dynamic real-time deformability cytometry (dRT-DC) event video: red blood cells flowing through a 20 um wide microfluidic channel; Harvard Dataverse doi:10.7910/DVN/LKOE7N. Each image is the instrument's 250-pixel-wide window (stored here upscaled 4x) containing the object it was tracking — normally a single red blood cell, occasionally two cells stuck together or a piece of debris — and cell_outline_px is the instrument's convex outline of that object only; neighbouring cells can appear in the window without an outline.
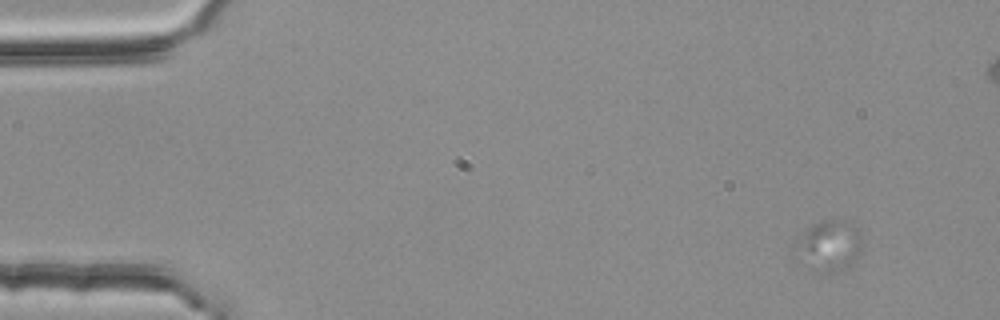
{"species": "common noctule bat (a hibernating species)", "species_latin": "Nyctalus noctula", "temperature_condition": "room temperature", "stored_images_in_passage": 5, "camera_frame_rate_fps": 3000, "um_per_image_px": 0.085, "animal": {"sex": "female", "body_mass_g": 25.1}, "frame": {"image": 1, "passage_image": 2, "time_ms": 0.333, "image_size_px": [1000, 320], "cell_outline_px": [[864, 244], [852, 264], [848, 268], [836, 272], [828, 272], [820, 268], [792, 240], [796, 236], [812, 224], [820, 220], [844, 220], [852, 224], [856, 228], [864, 240]], "centroid_in_image_um": [70.63, 20.75], "position_along_channel_um": 14.4, "area_um2": 18.5}}